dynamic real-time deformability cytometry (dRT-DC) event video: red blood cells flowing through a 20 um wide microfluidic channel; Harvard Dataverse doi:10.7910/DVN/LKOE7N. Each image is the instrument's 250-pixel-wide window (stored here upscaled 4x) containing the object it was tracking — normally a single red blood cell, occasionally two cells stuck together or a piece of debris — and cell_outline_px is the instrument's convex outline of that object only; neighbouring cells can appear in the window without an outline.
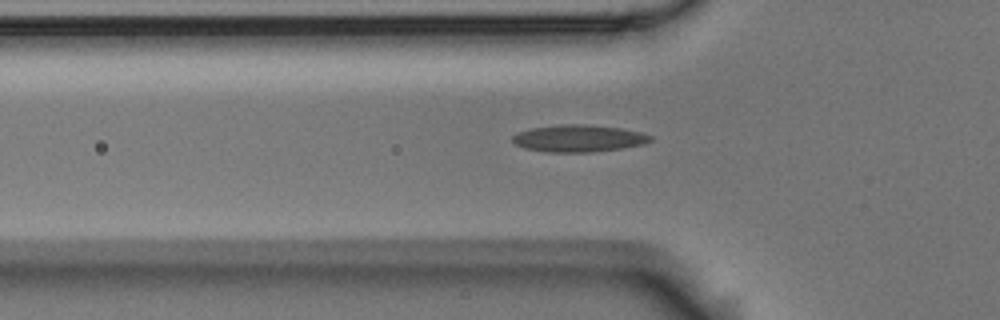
{"species": "Egyptian fruit bat (a non-hibernating species)", "species_latin": "Rousettus aegyptiacus", "temperature_condition": "room temperature", "stored_images_in_passage": 33, "camera_frame_rate_fps": 3000, "um_per_image_px": 0.085, "animal": {"sex": "male"}, "frame": {"image": 1, "passage_image": 2, "time_ms": 0.333, "image_size_px": [1000, 320], "cell_outline_px": [[652, 140], [644, 144], [620, 148], [592, 152], [548, 152], [524, 148], [516, 144], [512, 140], [512, 136], [516, 132], [532, 128], [560, 124], [584, 124], [620, 128], [640, 132], [652, 136]], "centroid_in_image_um": [49.16, 11.76], "position_along_channel_um": 76.6, "area_um2": 21.68}}
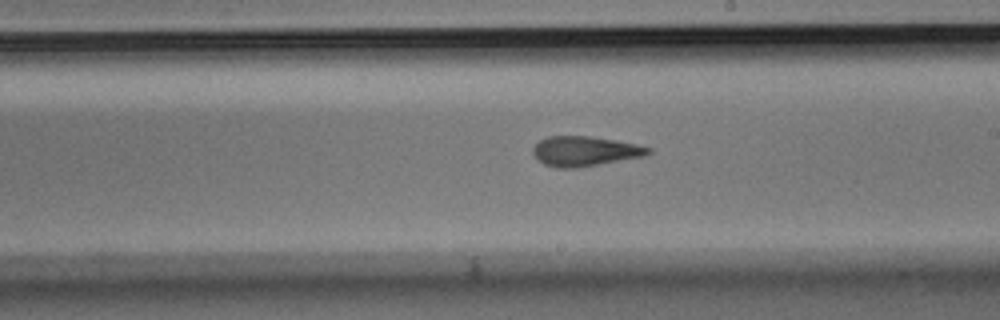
{"frame": {"image": 2, "passage_image": 15, "time_ms": 4.667, "image_size_px": [1000, 320], "cell_outline_px": [[652, 152], [644, 156], [572, 168], [560, 168], [544, 164], [532, 152], [532, 148], [540, 140], [548, 136], [588, 136], [616, 140], [636, 144], [652, 148]], "centroid_in_image_um": [49.71, 12.83], "position_along_channel_um": 239.3, "area_um2": 19.71}}
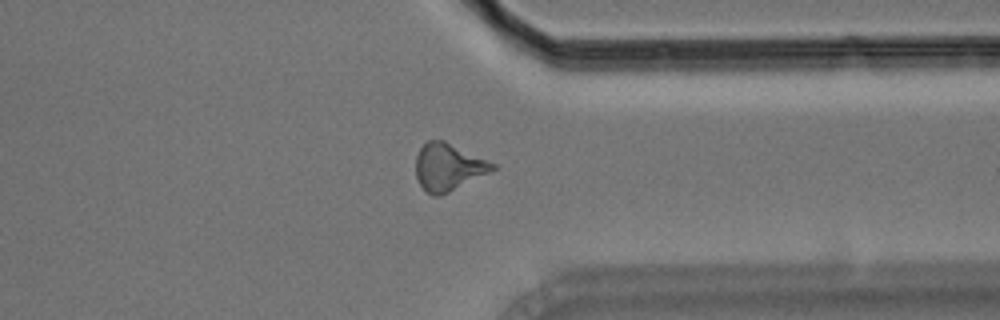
{"frame": {"image": 3, "passage_image": 26, "time_ms": 8.333, "image_size_px": [1000, 320], "cell_outline_px": [[496, 168], [440, 196], [432, 196], [420, 184], [416, 176], [416, 156], [420, 148], [428, 140], [444, 140], [496, 164]], "centroid_in_image_um": [38.07, 14.18], "position_along_channel_um": 373.3, "area_um2": 20.63}}